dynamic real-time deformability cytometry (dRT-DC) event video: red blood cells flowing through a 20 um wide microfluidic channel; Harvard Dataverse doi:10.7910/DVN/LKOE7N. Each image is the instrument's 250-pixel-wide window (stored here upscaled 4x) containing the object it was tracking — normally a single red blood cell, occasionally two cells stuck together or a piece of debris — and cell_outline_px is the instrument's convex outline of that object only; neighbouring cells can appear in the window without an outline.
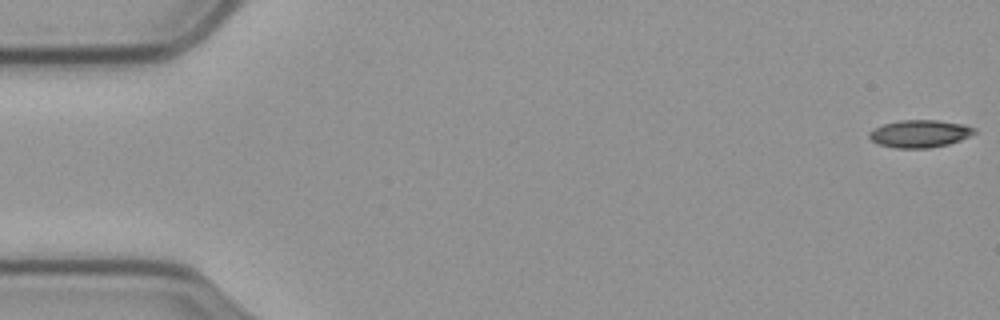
{"species": "common noctule bat (a hibernating species)", "species_latin": "Nyctalus noctula", "temperature_condition": "cold", "stored_images_in_passage": 58, "camera_frame_rate_fps": 3000, "um_per_image_px": 0.085, "animal": {"sex": "male", "body_mass_g": 23.1, "forearm_length_mm": 52.7}, "frame": {"image": 1, "passage_image": 1, "time_ms": 0.0, "image_size_px": [1000, 320], "cell_outline_px": [[976, 132], [960, 140], [948, 144], [928, 148], [896, 148], [880, 144], [872, 140], [868, 136], [868, 132], [872, 128], [884, 124], [900, 120], [936, 120], [964, 124], [976, 128]], "centroid_in_image_um": [78.16, 11.35], "position_along_channel_um": 6.8, "area_um2": 16.82}}
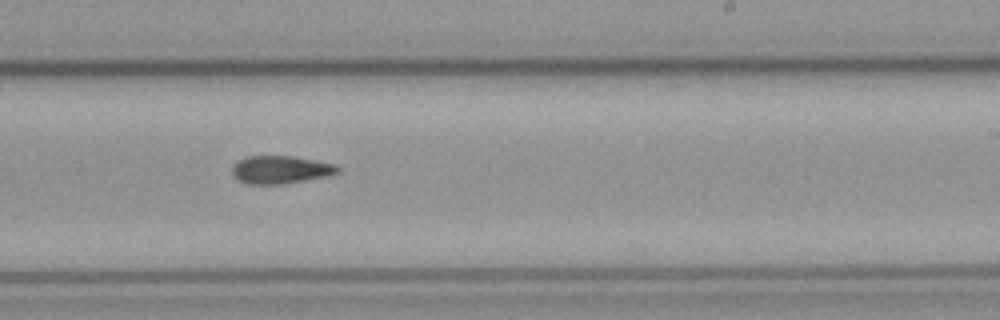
{"frame": {"image": 2, "passage_image": 35, "time_ms": 11.333, "image_size_px": [1000, 320], "cell_outline_px": [[340, 172], [332, 176], [284, 184], [248, 184], [240, 180], [232, 172], [232, 168], [236, 160], [248, 156], [292, 156], [336, 164], [340, 168]], "centroid_in_image_um": [23.91, 14.42], "position_along_channel_um": 265.1, "area_um2": 17.34}}
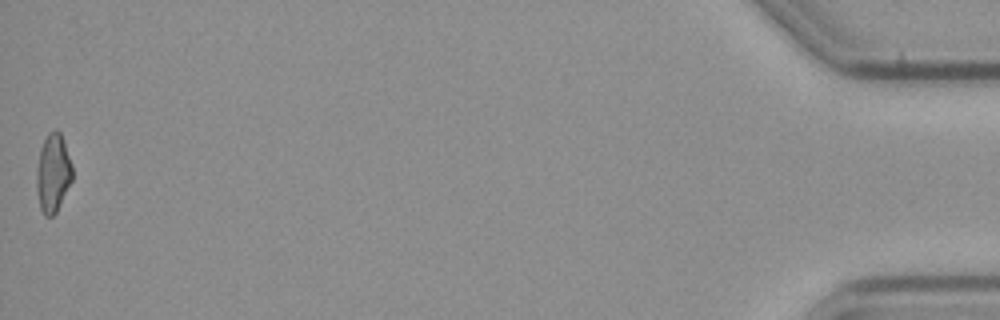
{"frame": {"image": 3, "passage_image": 58, "time_ms": 19.0, "image_size_px": [1000, 320], "cell_outline_px": [[72, 180], [56, 212], [52, 216], [44, 216], [40, 208], [36, 188], [36, 176], [40, 148], [48, 132], [56, 128], [60, 132], [72, 164]], "centroid_in_image_um": [4.5, 14.7], "position_along_channel_um": 430.7, "area_um2": 16.3}, "authors_computed_cell_mechanics": {"area_um2": 17.3111, "velocity_mm_per_s": 3.5457, "shape_relaxation_time_tau1_ms": null, "shape_relaxation_time_tau2_ms": 9.1742, "deformation_change_tau1": null, "deformation_change_tau2": 0.1881}}